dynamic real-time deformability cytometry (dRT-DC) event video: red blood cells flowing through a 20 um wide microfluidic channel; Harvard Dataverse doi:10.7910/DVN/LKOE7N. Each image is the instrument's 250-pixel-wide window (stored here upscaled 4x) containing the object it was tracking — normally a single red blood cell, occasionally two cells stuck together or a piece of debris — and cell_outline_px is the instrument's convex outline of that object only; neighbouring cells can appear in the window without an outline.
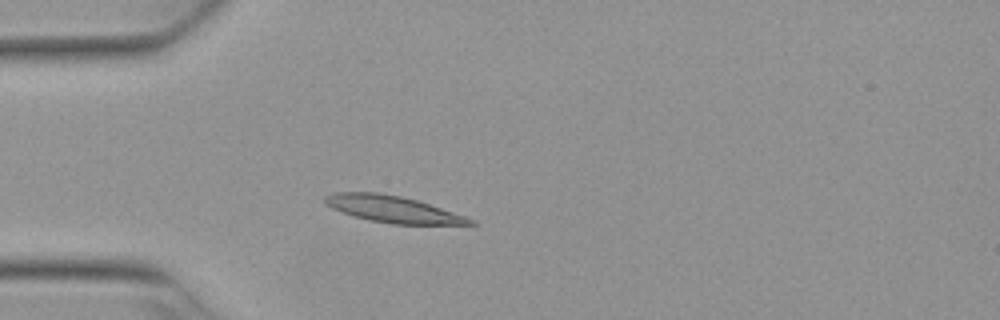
{"species": "Egyptian fruit bat (a non-hibernating species)", "species_latin": "Rousettus aegyptiacus", "temperature_condition": "warm", "stored_images_in_passage": 46, "camera_frame_rate_fps": 3000, "um_per_image_px": 0.085, "animal": {"sex": "female"}, "frame": {"image": 1, "passage_image": 11, "time_ms": 3.333, "image_size_px": [1000, 320], "cell_outline_px": [[476, 224], [392, 224], [368, 220], [352, 216], [340, 212], [324, 204], [324, 196], [336, 192], [376, 192], [400, 196], [416, 200], [476, 220]], "centroid_in_image_um": [33.31, 17.78], "position_along_channel_um": 51.7, "area_um2": 22.37}}
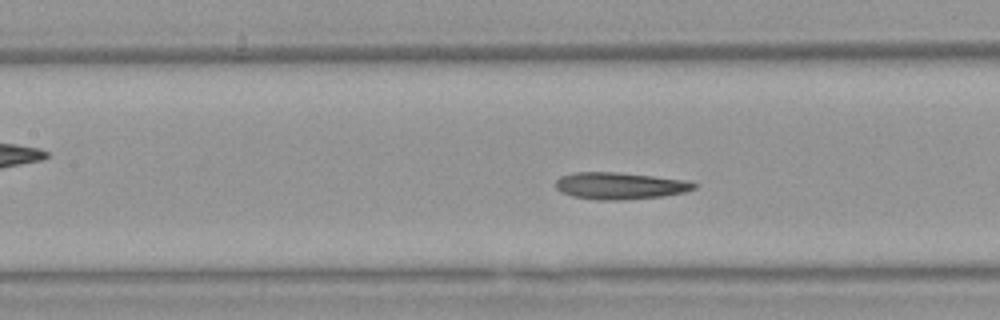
{"frame": {"image": 2, "passage_image": 20, "time_ms": 6.333, "image_size_px": [1000, 320], "cell_outline_px": [[696, 188], [684, 192], [664, 196], [624, 200], [596, 200], [572, 196], [560, 192], [556, 188], [556, 180], [560, 176], [576, 172], [616, 172], [652, 176], [684, 180], [696, 184]], "centroid_in_image_um": [52.65, 15.8], "position_along_channel_um": 154.8, "area_um2": 21.68}}
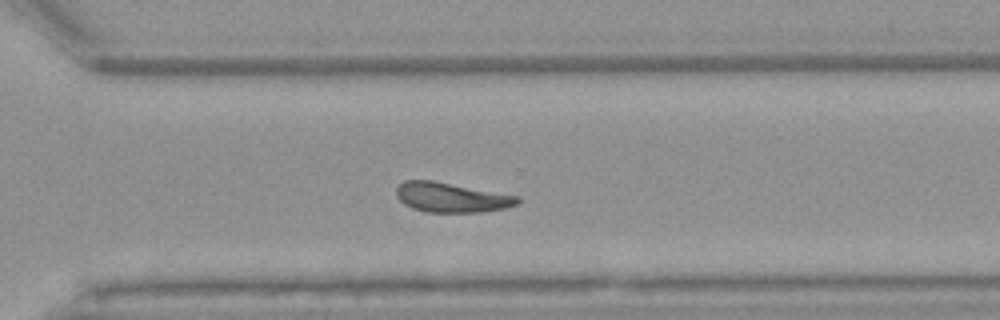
{"frame": {"image": 3, "passage_image": 34, "time_ms": 11.0, "image_size_px": [1000, 320], "cell_outline_px": [[520, 200], [516, 204], [508, 208], [480, 212], [424, 212], [412, 208], [404, 204], [396, 196], [396, 188], [404, 180], [432, 180], [520, 196]], "centroid_in_image_um": [38.37, 16.78], "position_along_channel_um": 332.2, "area_um2": 21.1}, "authors_computed_cell_mechanics": {"area_um2": 21.2415, "velocity_mm_per_s": 3.8223, "shape_relaxation_time_tau1_ms": 7.4444, "shape_relaxation_time_tau2_ms": 2.1988, "deformation_change_tau1": 0.1921, "deformation_change_tau2": 0.0896}}